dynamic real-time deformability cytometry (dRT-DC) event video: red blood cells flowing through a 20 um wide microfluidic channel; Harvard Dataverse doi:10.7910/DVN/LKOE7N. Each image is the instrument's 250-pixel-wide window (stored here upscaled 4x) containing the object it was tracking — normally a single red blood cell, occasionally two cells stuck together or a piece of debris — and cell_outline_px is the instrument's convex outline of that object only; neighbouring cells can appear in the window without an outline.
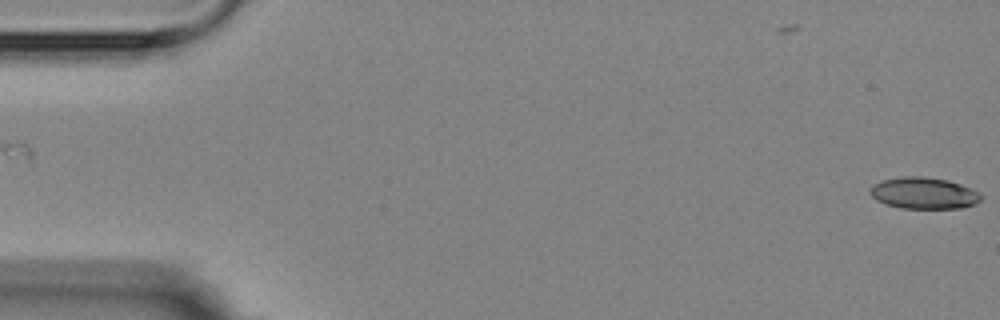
{"species": "Egyptian fruit bat (a non-hibernating species)", "species_latin": "Rousettus aegyptiacus", "temperature_condition": "room temperature", "stored_images_in_passage": 6, "segment_of_instrument_passage": [2, 2], "camera_frame_rate_fps": 3000, "um_per_image_px": 0.085, "animal": {"sex": "female"}, "frame": {"image": 1, "passage_image": 6, "time_ms": 5.667, "image_size_px": [1000, 320], "cell_outline_px": [[984, 196], [976, 204], [960, 208], [900, 208], [884, 204], [876, 200], [868, 192], [868, 188], [872, 184], [880, 180], [904, 176], [924, 176], [948, 180], [960, 184]], "centroid_in_image_um": [78.45, 16.41], "position_along_channel_um": 6.5, "area_um2": 20.58}}